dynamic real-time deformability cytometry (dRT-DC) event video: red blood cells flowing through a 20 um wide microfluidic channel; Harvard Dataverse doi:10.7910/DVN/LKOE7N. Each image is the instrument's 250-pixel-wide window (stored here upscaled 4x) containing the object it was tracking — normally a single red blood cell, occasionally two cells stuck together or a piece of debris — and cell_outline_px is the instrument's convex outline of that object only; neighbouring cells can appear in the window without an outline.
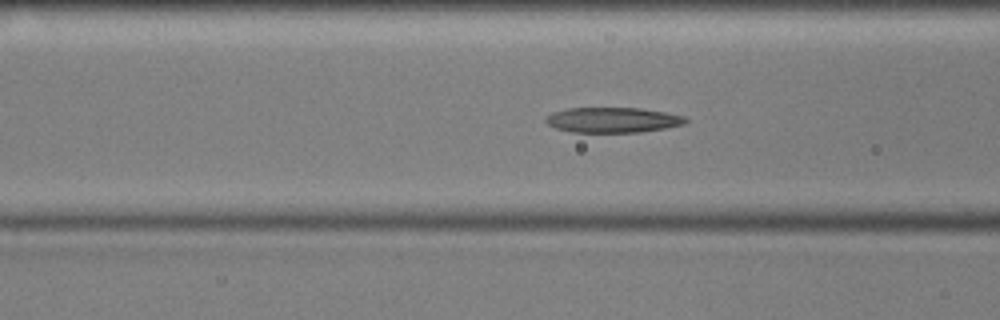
{"species": "common noctule bat (a hibernating species)", "species_latin": "Nyctalus noctula", "temperature_condition": "cold", "stored_images_in_passage": 55, "segment_of_instrument_passage": [1, 2], "camera_frame_rate_fps": 3000, "um_per_image_px": 0.085, "animal": {"sex": "male", "body_mass_g": 17.9, "forearm_length_mm": 54.2}, "frame": {"image": 1, "passage_image": 20, "time_ms": 6.333, "image_size_px": [1000, 320], "cell_outline_px": [[688, 120], [684, 124], [664, 128], [640, 132], [572, 132], [556, 128], [548, 124], [544, 120], [552, 112], [568, 108], [640, 108], [664, 112], [684, 116]], "centroid_in_image_um": [52.07, 10.19], "position_along_channel_um": 114.5, "area_um2": 20.4}}
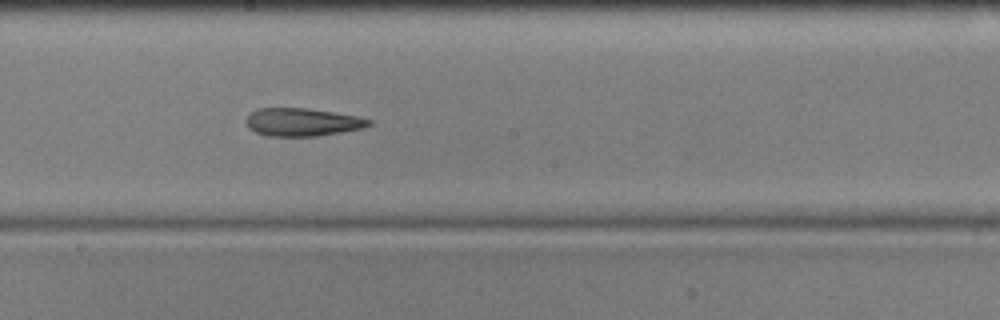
{"frame": {"image": 2, "passage_image": 29, "time_ms": 9.333, "image_size_px": [1000, 320], "cell_outline_px": [[372, 124], [364, 128], [316, 136], [268, 136], [256, 132], [248, 128], [244, 120], [256, 108], [308, 108], [356, 116], [372, 120]], "centroid_in_image_um": [25.67, 10.38], "position_along_channel_um": 222.5, "area_um2": 20.0}}
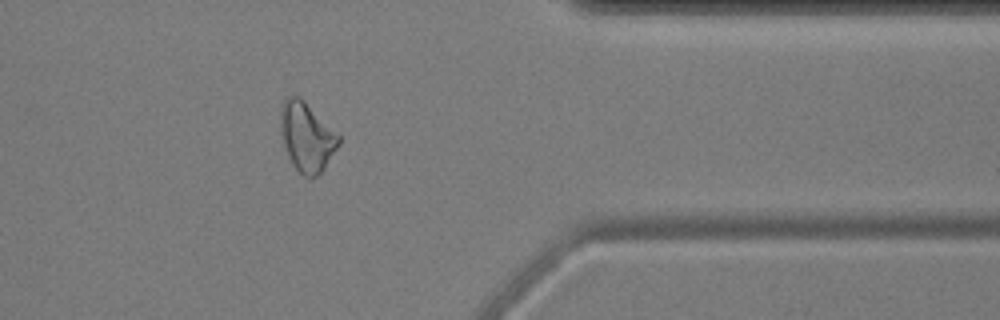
{"frame": {"image": 3, "passage_image": 44, "time_ms": 14.333, "image_size_px": [1000, 320], "cell_outline_px": [[340, 144], [324, 168], [316, 176], [304, 176], [292, 164], [284, 148], [280, 132], [280, 108], [284, 96], [292, 92], [300, 96], [340, 132]], "centroid_in_image_um": [26.07, 11.53], "position_along_channel_um": 385.3, "area_um2": 24.28}}